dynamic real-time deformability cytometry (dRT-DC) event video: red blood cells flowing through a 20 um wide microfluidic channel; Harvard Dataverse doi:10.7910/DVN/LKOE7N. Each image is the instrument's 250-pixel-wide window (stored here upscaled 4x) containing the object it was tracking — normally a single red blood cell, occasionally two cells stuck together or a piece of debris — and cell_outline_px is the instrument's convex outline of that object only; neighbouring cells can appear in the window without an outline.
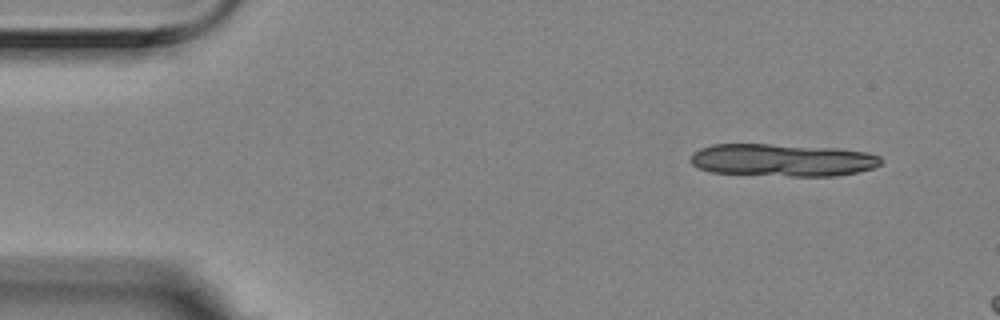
{"species": "Egyptian fruit bat (a non-hibernating species)", "species_latin": "Rousettus aegyptiacus", "temperature_condition": "room temperature", "stored_images_in_passage": 3, "camera_frame_rate_fps": 3000, "um_per_image_px": 0.085, "animal": {"sex": "female"}, "frame": {"image": 1, "passage_image": 1, "time_ms": 0.0, "image_size_px": [1000, 320], "cell_outline_px": [[880, 164], [872, 168], [856, 172], [836, 176], [788, 176], [712, 172], [700, 168], [692, 164], [692, 156], [700, 148], [712, 144], [768, 144], [836, 148], [868, 152], [880, 156]], "centroid_in_image_um": [66.53, 13.6], "position_along_channel_um": 18.5, "area_um2": 35.84}}